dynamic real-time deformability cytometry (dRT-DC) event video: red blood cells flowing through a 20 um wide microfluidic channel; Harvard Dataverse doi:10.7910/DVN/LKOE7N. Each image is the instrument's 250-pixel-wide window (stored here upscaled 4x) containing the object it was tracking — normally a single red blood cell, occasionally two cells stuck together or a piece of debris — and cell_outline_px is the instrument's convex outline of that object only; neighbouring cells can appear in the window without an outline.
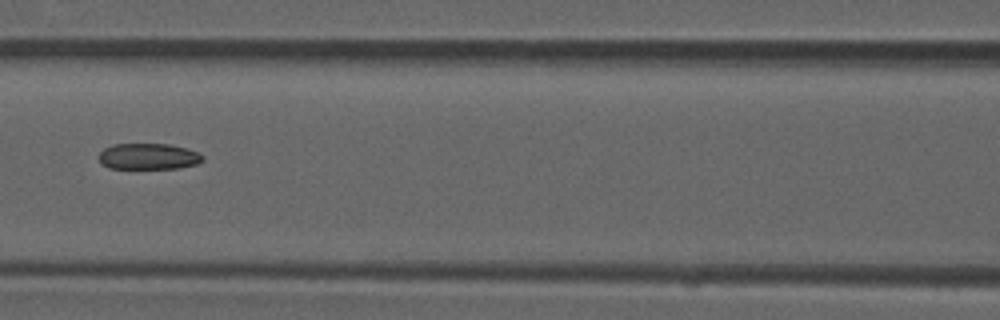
{"species": "common noctule bat (a hibernating species)", "species_latin": "Nyctalus noctula", "temperature_condition": "room temperature", "stored_images_in_passage": 10, "camera_frame_rate_fps": 3000, "um_per_image_px": 0.085, "animal": {"sex": "male", "forearm_length_mm": 52.5}, "frame": {"image": 1, "passage_image": 6, "time_ms": 1.667, "image_size_px": [1000, 320], "cell_outline_px": [[204, 160], [196, 164], [180, 168], [108, 168], [100, 164], [100, 152], [104, 148], [112, 144], [168, 144], [188, 148], [204, 156]], "centroid_in_image_um": [12.62, 13.29], "position_along_channel_um": 154.0, "area_um2": 15.84}}
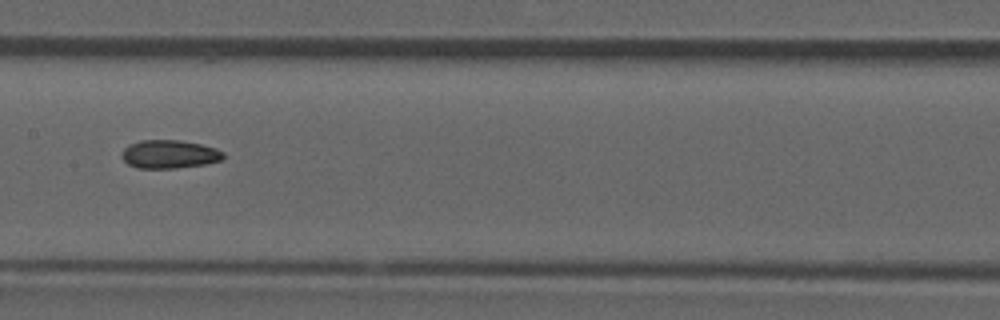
{"frame": {"image": 2, "passage_image": 7, "time_ms": 2.0, "image_size_px": [1000, 320], "cell_outline_px": [[224, 160], [204, 164], [176, 168], [136, 168], [128, 164], [120, 156], [120, 152], [124, 148], [140, 140], [180, 140], [200, 144], [216, 148], [224, 152]], "centroid_in_image_um": [14.39, 13.11], "position_along_channel_um": 193.0, "area_um2": 16.88}}
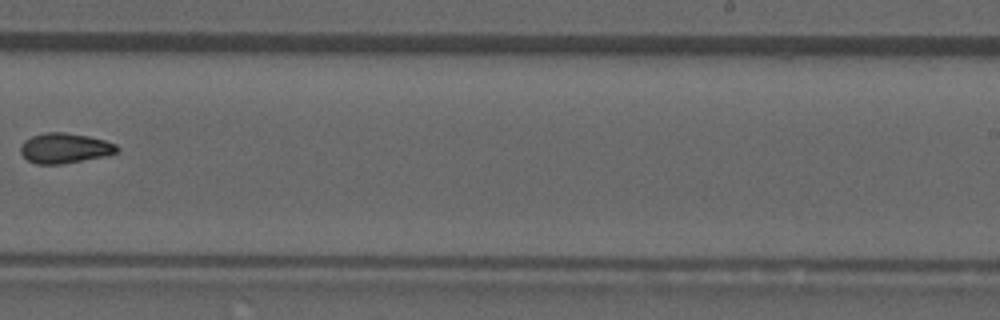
{"frame": {"image": 3, "passage_image": 9, "time_ms": 2.667, "image_size_px": [1000, 320], "cell_outline_px": [[120, 148], [116, 152], [104, 156], [60, 164], [36, 164], [28, 160], [20, 152], [20, 144], [24, 140], [32, 136], [44, 132], [64, 132], [88, 136], [104, 140], [116, 144]], "centroid_in_image_um": [5.47, 12.58], "position_along_channel_um": 283.5, "area_um2": 16.88}}